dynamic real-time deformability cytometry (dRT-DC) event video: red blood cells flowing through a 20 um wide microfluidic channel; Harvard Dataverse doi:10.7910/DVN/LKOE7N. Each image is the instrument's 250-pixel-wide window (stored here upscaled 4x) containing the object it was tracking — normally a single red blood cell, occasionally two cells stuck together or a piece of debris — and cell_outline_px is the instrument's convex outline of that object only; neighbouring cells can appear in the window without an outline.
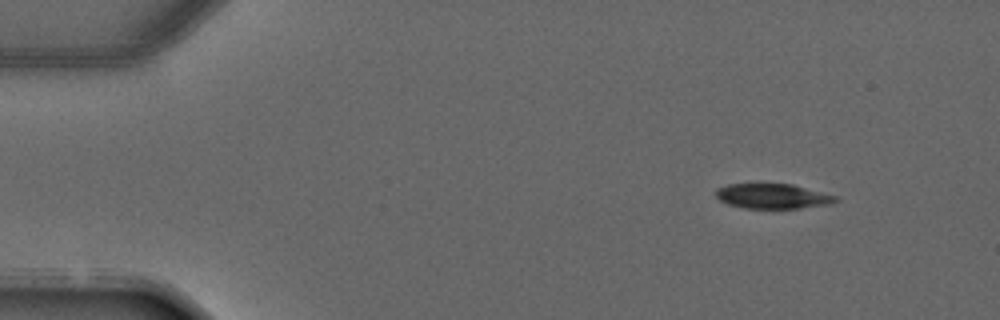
{"species": "common noctule bat (a hibernating species)", "species_latin": "Nyctalus noctula", "temperature_condition": "warm", "stored_images_in_passage": 3, "camera_frame_rate_fps": 3000, "um_per_image_px": 0.085, "animal": {"sex": "male", "forearm_length_mm": 52.5}, "frame": {"image": 1, "passage_image": 3, "time_ms": 2.667, "image_size_px": [1000, 320], "cell_outline_px": [[840, 200], [832, 204], [800, 208], [744, 208], [728, 204], [720, 200], [716, 196], [716, 188], [728, 184], [792, 184], [840, 196]], "centroid_in_image_um": [65.75, 16.67], "position_along_channel_um": 19.3, "area_um2": 17.57}}